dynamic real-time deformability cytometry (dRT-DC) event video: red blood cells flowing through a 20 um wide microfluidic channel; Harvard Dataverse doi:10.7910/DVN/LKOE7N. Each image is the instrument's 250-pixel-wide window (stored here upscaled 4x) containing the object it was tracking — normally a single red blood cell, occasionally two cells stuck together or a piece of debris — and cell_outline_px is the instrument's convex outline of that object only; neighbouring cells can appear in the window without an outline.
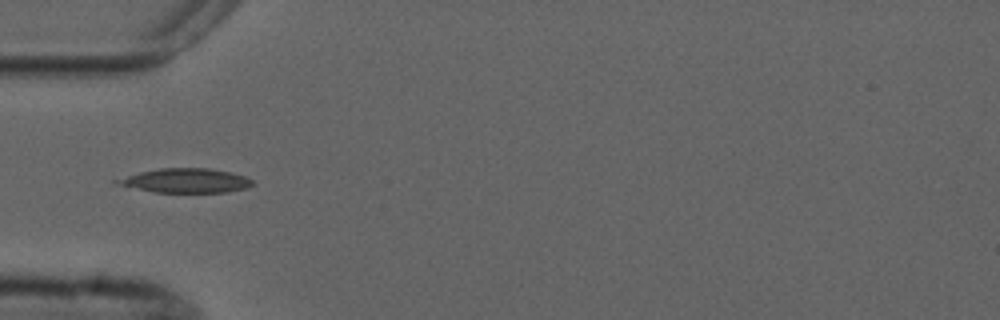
{"species": "common noctule bat (a hibernating species)", "species_latin": "Nyctalus noctula", "temperature_condition": "cold", "stored_images_in_passage": 5, "camera_frame_rate_fps": 3000, "um_per_image_px": 0.085, "animal": {"sex": "male", "forearm_length_mm": 52.5}, "frame": {"image": 1, "passage_image": 5, "time_ms": 4.667, "image_size_px": [1000, 320], "cell_outline_px": [[256, 184], [248, 188], [228, 192], [156, 192], [112, 184], [112, 180], [140, 172], [160, 168], [208, 168], [232, 172], [244, 176], [252, 180]], "centroid_in_image_um": [15.79, 15.35], "position_along_channel_um": 69.2, "area_um2": 19.31}}